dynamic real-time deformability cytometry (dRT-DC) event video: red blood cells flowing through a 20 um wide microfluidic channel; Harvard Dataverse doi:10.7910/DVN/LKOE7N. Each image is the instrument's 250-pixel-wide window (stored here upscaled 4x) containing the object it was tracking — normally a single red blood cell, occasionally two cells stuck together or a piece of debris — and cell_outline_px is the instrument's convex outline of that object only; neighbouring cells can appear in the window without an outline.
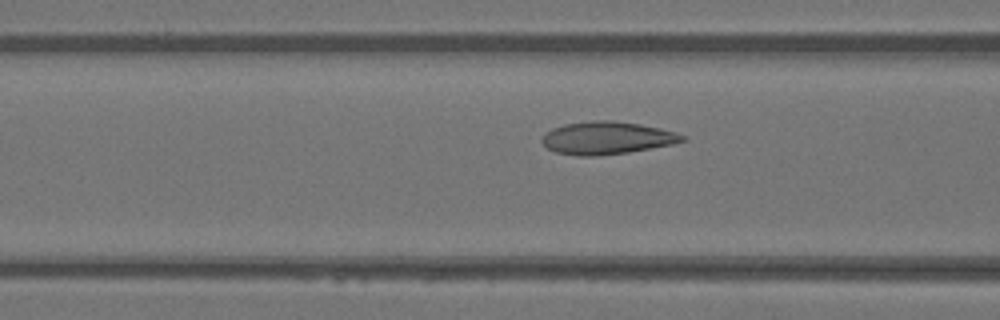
{"species": "Egyptian fruit bat (a non-hibernating species)", "species_latin": "Rousettus aegyptiacus", "temperature_condition": "warm", "stored_images_in_passage": 31, "camera_frame_rate_fps": 3000, "um_per_image_px": 0.085, "animal": {"sex": "female"}, "frame": {"image": 1, "passage_image": 5, "time_ms": 1.333, "image_size_px": [1000, 320], "cell_outline_px": [[688, 140], [672, 144], [628, 152], [596, 156], [580, 156], [556, 152], [548, 148], [540, 140], [544, 132], [552, 128], [564, 124], [592, 120], [612, 120], [640, 124], [660, 128], [676, 132], [688, 136]], "centroid_in_image_um": [51.59, 11.71], "position_along_channel_um": 115.0, "area_um2": 26.88}}
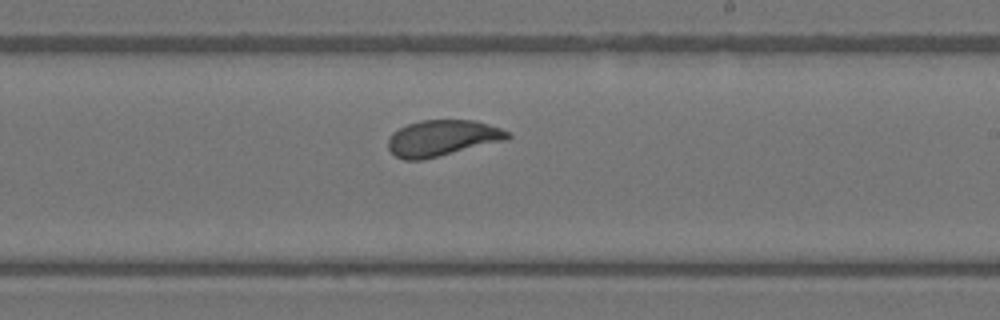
{"frame": {"image": 2, "passage_image": 15, "time_ms": 4.667, "image_size_px": [1000, 320], "cell_outline_px": [[512, 136], [508, 140], [420, 160], [404, 160], [396, 156], [388, 148], [388, 140], [392, 132], [408, 124], [420, 120], [476, 120], [512, 132]], "centroid_in_image_um": [37.63, 11.73], "position_along_channel_um": 251.4, "area_um2": 25.14}}
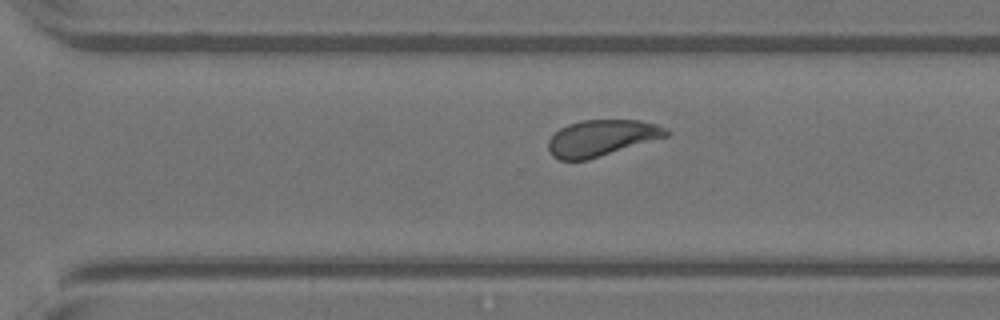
{"frame": {"image": 3, "passage_image": 20, "time_ms": 6.333, "image_size_px": [1000, 320], "cell_outline_px": [[672, 132], [668, 136], [588, 160], [560, 160], [552, 156], [548, 152], [548, 140], [560, 128], [568, 124], [580, 120], [640, 120], [656, 124], [668, 128]], "centroid_in_image_um": [51.14, 11.72], "position_along_channel_um": 319.5, "area_um2": 25.09}, "authors_computed_cell_mechanics": {"area_um2": 25.0852, "velocity_mm_per_s": 4.0938, "shape_relaxation_time_tau1_ms": 2.4254, "shape_relaxation_time_tau2_ms": 0.9632, "deformation_change_tau1": 0.1179, "deformation_change_tau2": 0.0547}}